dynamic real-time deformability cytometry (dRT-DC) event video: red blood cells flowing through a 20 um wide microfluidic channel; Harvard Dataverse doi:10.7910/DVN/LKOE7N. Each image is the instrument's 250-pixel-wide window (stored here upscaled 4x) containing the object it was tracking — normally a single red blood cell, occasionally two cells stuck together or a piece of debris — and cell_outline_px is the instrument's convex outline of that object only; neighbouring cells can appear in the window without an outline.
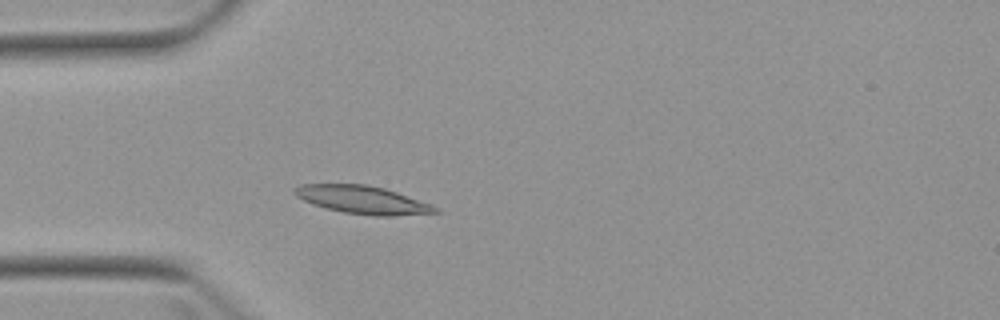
{"species": "Egyptian fruit bat (a non-hibernating species)", "species_latin": "Rousettus aegyptiacus", "temperature_condition": "warm", "stored_images_in_passage": 2, "camera_frame_rate_fps": 3000, "um_per_image_px": 0.085, "animal": {"sex": "female"}, "frame": {"image": 1, "passage_image": 2, "time_ms": 2.0, "image_size_px": [1000, 320], "cell_outline_px": [[440, 212], [392, 216], [372, 216], [344, 212], [324, 208], [312, 204], [296, 196], [292, 192], [292, 188], [300, 184], [368, 184], [384, 188], [432, 204]], "centroid_in_image_um": [30.77, 16.98], "position_along_channel_um": 54.2, "area_um2": 23.0}}